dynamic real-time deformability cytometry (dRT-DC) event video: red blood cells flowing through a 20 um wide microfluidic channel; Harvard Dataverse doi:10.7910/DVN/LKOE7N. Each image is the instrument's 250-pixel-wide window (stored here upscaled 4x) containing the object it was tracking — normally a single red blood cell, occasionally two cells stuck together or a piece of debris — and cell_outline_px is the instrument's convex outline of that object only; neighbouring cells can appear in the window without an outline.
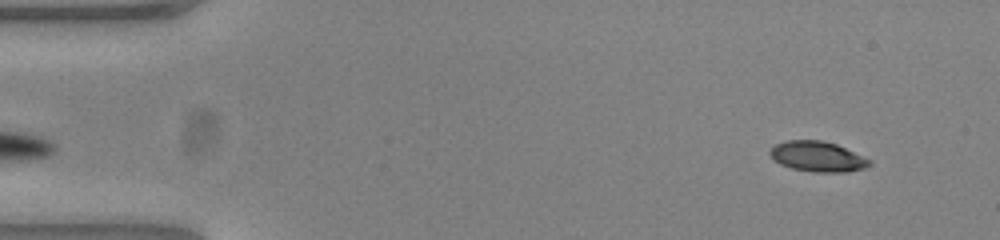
{"species": "common noctule bat (a hibernating species)", "species_latin": "Nyctalus noctula", "temperature_condition": "warm", "stored_images_in_passage": 53, "camera_frame_rate_fps": 3000, "um_per_image_px": 0.085, "animal": {"sex": "female", "body_mass_g": 23.0, "forearm_length_mm": 53.4}, "frame": {"image": 1, "passage_image": 4, "time_ms": 1.0, "image_size_px": [1000, 240], "cell_outline_px": [[872, 164], [864, 168], [848, 172], [812, 172], [792, 168], [780, 164], [768, 152], [776, 144], [788, 140], [820, 140], [836, 144], [872, 160]], "centroid_in_image_um": [69.52, 13.31], "position_along_channel_um": 15.5, "area_um2": 17.46}}
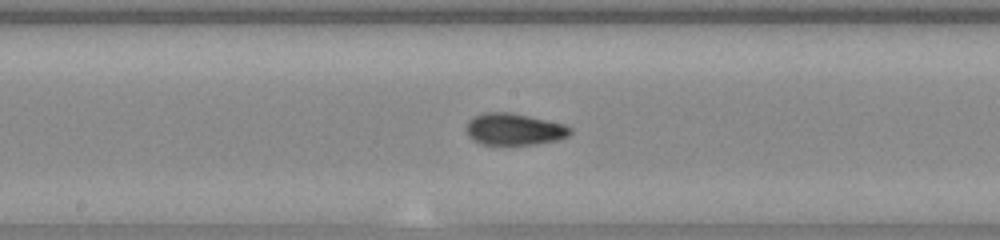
{"frame": {"image": 2, "passage_image": 27, "time_ms": 8.667, "image_size_px": [1000, 240], "cell_outline_px": [[572, 132], [568, 136], [556, 140], [536, 144], [484, 144], [472, 140], [468, 136], [468, 120], [472, 116], [484, 112], [512, 112], [564, 124], [572, 128]], "centroid_in_image_um": [43.71, 10.97], "position_along_channel_um": 204.5, "area_um2": 19.19}}
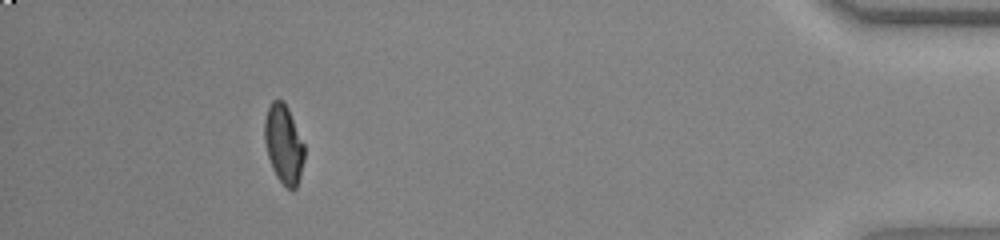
{"frame": {"image": 3, "passage_image": 48, "time_ms": 15.667, "image_size_px": [1000, 240], "cell_outline_px": [[304, 160], [300, 176], [296, 188], [292, 192], [276, 176], [272, 168], [268, 156], [264, 140], [264, 120], [268, 108], [272, 100], [284, 100], [288, 108], [304, 144]], "centroid_in_image_um": [24.11, 12.25], "position_along_channel_um": 411.1, "area_um2": 18.26}, "authors_computed_cell_mechanics": {"area_um2": 18.496, "velocity_mm_per_s": 3.852, "shape_relaxation_time_tau1_ms": 4.1693, "shape_relaxation_time_tau2_ms": 1.3249, "deformation_change_tau1": 0.1862, "deformation_change_tau2": 0.0696}}